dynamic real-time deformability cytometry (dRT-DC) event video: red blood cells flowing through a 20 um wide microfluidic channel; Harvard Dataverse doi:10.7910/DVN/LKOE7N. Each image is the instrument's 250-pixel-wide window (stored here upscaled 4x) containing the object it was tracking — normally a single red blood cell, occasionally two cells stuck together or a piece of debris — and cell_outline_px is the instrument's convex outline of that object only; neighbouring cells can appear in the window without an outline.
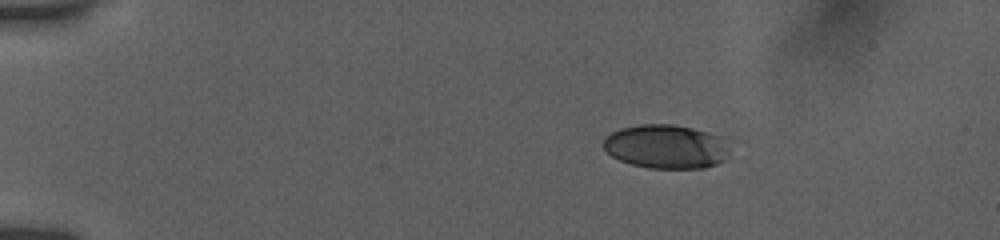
{"species": "human", "species_latin": "Homo sapiens", "temperature_condition": "room temperature", "stored_images_in_passage": 16, "camera_frame_rate_fps": 3000, "um_per_image_px": 0.085, "donor": {"sex": "female"}, "frame": {"image": 1, "passage_image": 1, "time_ms": 0.0, "image_size_px": [1000, 240], "cell_outline_px": [[724, 160], [716, 164], [704, 168], [648, 168], [632, 164], [620, 160], [612, 156], [604, 148], [604, 136], [620, 128], [640, 124], [672, 124], [692, 128], [716, 136], [724, 148]], "centroid_in_image_um": [56.48, 12.46], "position_along_channel_um": 28.5, "area_um2": 31.44}}
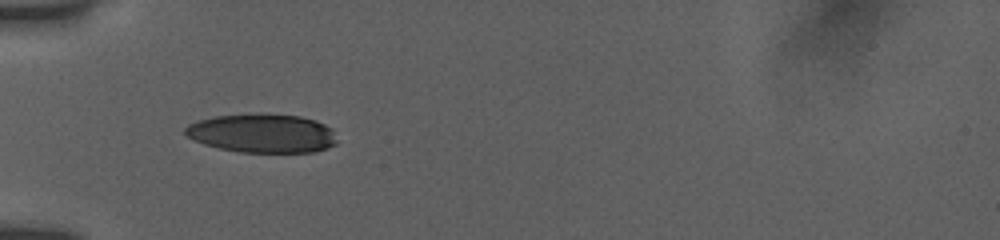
{"frame": {"image": 2, "passage_image": 15, "time_ms": 3.0, "image_size_px": [1000, 240], "cell_outline_px": [[336, 144], [312, 152], [240, 152], [220, 148], [204, 144], [188, 136], [184, 132], [184, 128], [188, 124], [200, 120], [216, 116], [300, 116], [316, 120], [332, 128], [336, 140]], "centroid_in_image_um": [22.31, 11.36], "position_along_channel_um": 62.7, "area_um2": 33.23}}